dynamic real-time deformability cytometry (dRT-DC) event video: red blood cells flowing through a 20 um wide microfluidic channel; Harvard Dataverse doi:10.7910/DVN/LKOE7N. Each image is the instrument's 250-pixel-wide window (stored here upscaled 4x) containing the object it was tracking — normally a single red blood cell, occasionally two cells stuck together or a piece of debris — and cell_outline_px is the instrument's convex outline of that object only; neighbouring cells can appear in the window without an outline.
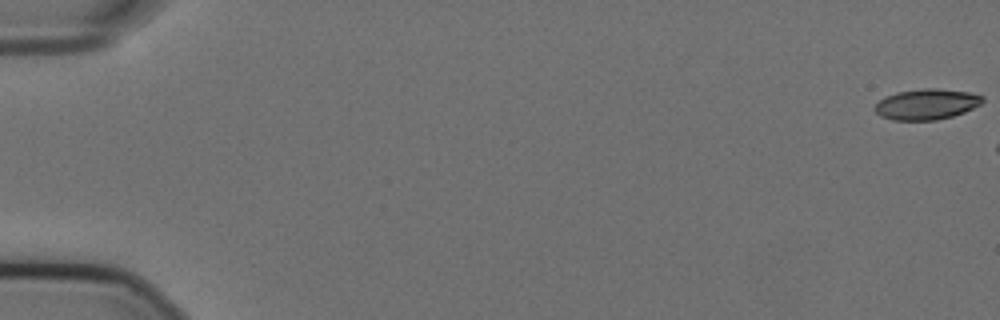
{"species": "Egyptian fruit bat (a non-hibernating species)", "species_latin": "Rousettus aegyptiacus", "temperature_condition": "cold", "stored_images_in_passage": 7, "camera_frame_rate_fps": 3000, "um_per_image_px": 0.085, "animal": {"sex": "female"}, "frame": {"image": 1, "passage_image": 1, "time_ms": 0.0, "image_size_px": [1000, 320], "cell_outline_px": [[984, 100], [980, 104], [964, 112], [952, 116], [936, 120], [892, 120], [880, 116], [872, 108], [884, 96], [896, 92], [924, 88], [936, 88], [968, 92], [984, 96]], "centroid_in_image_um": [78.73, 8.86], "position_along_channel_um": 6.3, "area_um2": 19.31}}